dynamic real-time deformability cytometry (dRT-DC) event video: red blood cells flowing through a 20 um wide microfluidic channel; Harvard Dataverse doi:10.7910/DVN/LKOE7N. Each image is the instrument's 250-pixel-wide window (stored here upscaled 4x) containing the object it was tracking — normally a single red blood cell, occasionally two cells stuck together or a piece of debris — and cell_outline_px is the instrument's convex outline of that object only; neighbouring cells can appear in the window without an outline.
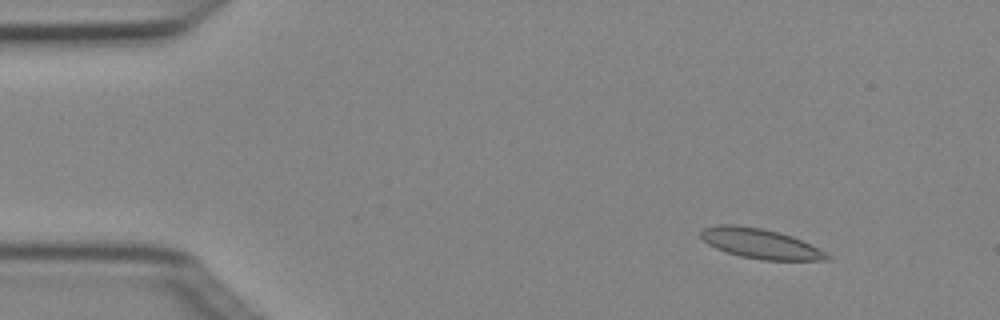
{"species": "Egyptian fruit bat (a non-hibernating species)", "species_latin": "Rousettus aegyptiacus", "temperature_condition": "cold", "stored_images_in_passage": 4, "camera_frame_rate_fps": 3000, "um_per_image_px": 0.085, "animal": {"sex": "female"}, "frame": {"image": 1, "passage_image": 2, "time_ms": 0.333, "image_size_px": [1000, 320], "cell_outline_px": [[832, 260], [760, 260], [740, 256], [716, 248], [708, 244], [700, 236], [700, 232], [704, 228], [716, 224], [736, 224], [764, 228], [792, 236], [832, 256]], "centroid_in_image_um": [64.6, 20.69], "position_along_channel_um": 20.4, "area_um2": 21.96}}